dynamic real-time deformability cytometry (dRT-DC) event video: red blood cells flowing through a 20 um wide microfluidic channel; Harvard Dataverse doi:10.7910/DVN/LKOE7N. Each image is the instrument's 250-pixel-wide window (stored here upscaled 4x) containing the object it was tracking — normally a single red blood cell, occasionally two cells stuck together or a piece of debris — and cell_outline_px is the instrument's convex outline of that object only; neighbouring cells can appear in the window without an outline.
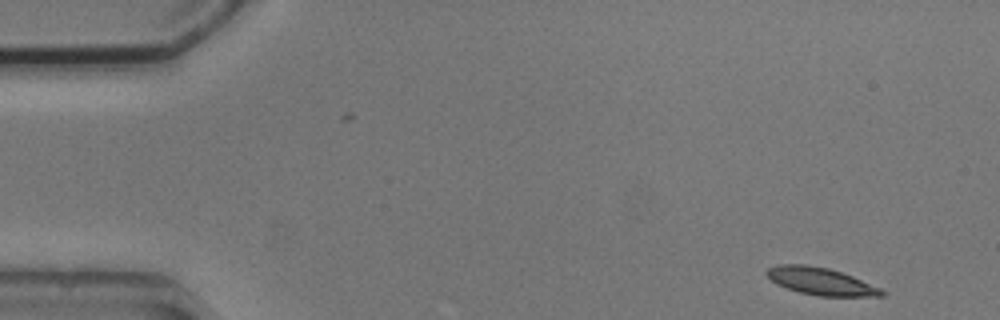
{"species": "common noctule bat (a hibernating species)", "species_latin": "Nyctalus noctula", "temperature_condition": "cold", "stored_images_in_passage": 3, "camera_frame_rate_fps": 3000, "um_per_image_px": 0.085, "animal": {"sex": "male", "body_mass_g": 20.5, "forearm_length_mm": 52.5}, "frame": {"image": 1, "passage_image": 1, "time_ms": 0.0, "image_size_px": [1000, 320], "cell_outline_px": [[884, 296], [820, 296], [800, 292], [776, 284], [764, 272], [768, 268], [780, 264], [804, 264], [828, 268], [852, 276], [880, 288], [884, 292]], "centroid_in_image_um": [69.74, 23.9], "position_along_channel_um": 15.3, "area_um2": 18.03}}